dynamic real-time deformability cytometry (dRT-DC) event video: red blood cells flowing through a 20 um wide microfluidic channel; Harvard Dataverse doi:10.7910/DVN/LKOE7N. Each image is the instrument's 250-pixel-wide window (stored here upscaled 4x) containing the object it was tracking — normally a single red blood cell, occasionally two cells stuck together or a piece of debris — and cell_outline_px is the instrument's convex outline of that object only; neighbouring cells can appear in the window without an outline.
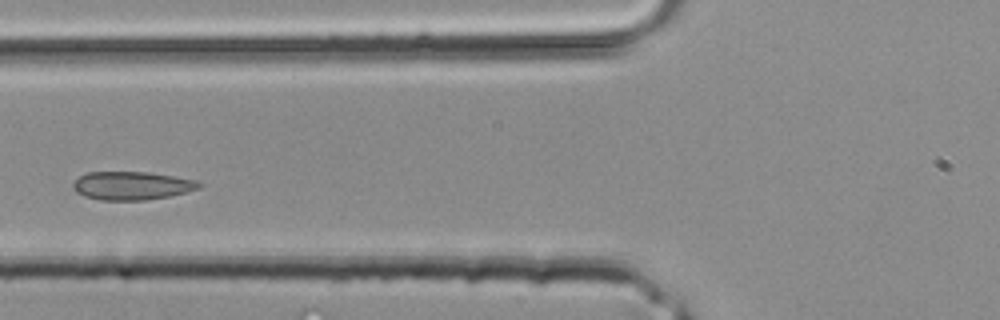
{"species": "common noctule bat (a hibernating species)", "species_latin": "Nyctalus noctula", "temperature_condition": "room temperature", "stored_images_in_passage": 2, "camera_frame_rate_fps": 3000, "um_per_image_px": 0.085, "animal": {"sex": "male", "body_mass_g": 20.4}, "frame": {"image": 1, "passage_image": 2, "time_ms": 0.333, "image_size_px": [1000, 320], "cell_outline_px": [[204, 184], [200, 188], [172, 196], [144, 200], [100, 200], [84, 196], [76, 192], [72, 188], [72, 184], [80, 176], [88, 172], [148, 172], [196, 180]], "centroid_in_image_um": [11.22, 15.79], "position_along_channel_um": 114.6, "area_um2": 20.87}}